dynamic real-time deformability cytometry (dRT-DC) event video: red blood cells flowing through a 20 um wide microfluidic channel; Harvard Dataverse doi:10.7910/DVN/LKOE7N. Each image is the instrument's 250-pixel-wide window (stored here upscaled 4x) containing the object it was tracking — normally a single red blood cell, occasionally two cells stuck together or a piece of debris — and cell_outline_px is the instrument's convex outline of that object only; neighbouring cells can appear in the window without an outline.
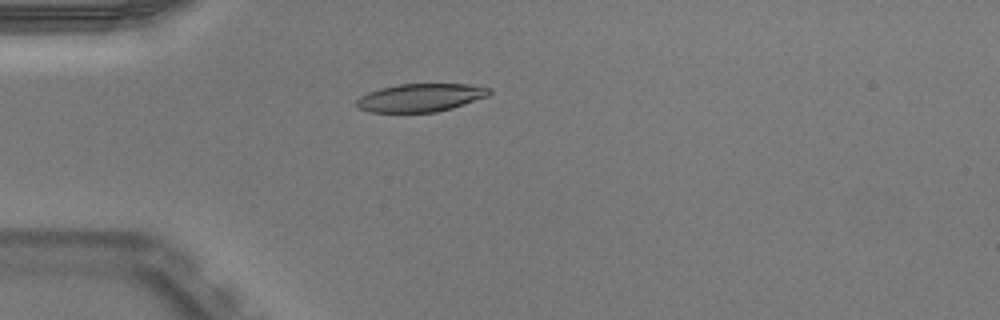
{"species": "Egyptian fruit bat (a non-hibernating species)", "species_latin": "Rousettus aegyptiacus", "temperature_condition": "warm", "stored_images_in_passage": 5, "camera_frame_rate_fps": 3000, "um_per_image_px": 0.085, "animal": {"sex": "male"}, "frame": {"image": 1, "passage_image": 1, "time_ms": 0.0, "image_size_px": [1000, 320], "cell_outline_px": [[492, 92], [488, 96], [452, 108], [436, 112], [368, 112], [360, 108], [356, 104], [356, 100], [360, 96], [368, 92], [380, 88], [400, 84], [468, 84], [492, 88]], "centroid_in_image_um": [35.76, 8.29], "position_along_channel_um": 49.2, "area_um2": 21.73}}